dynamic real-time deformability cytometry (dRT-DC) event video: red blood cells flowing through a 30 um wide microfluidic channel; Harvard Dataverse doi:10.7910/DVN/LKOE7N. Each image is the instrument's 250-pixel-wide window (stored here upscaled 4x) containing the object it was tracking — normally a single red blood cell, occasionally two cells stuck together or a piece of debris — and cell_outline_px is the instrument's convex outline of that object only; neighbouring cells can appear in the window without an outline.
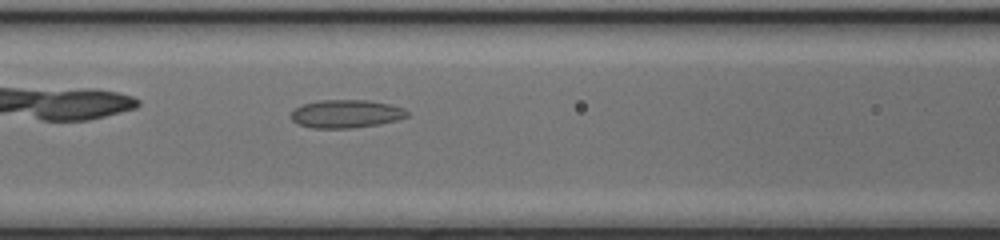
{"species": "common noctule bat (a hibernating species)", "species_latin": "Nyctalus noctula", "temperature_condition": "cold", "stored_images_in_passage": 35, "camera_frame_rate_fps": 3000, "um_per_image_px": 0.085, "animal": {"sex": "female", "body_mass_g": 17.0, "forearm_length_mm": 48.0}, "frame": {"image": 1, "passage_image": 7, "time_ms": 2.0, "image_size_px": [1000, 240], "cell_outline_px": [[408, 116], [396, 120], [380, 124], [352, 128], [312, 128], [300, 124], [292, 120], [292, 112], [296, 108], [304, 104], [320, 100], [368, 100], [388, 104], [404, 108], [408, 112]], "centroid_in_image_um": [29.44, 9.68], "position_along_channel_um": 137.2, "area_um2": 18.84}}
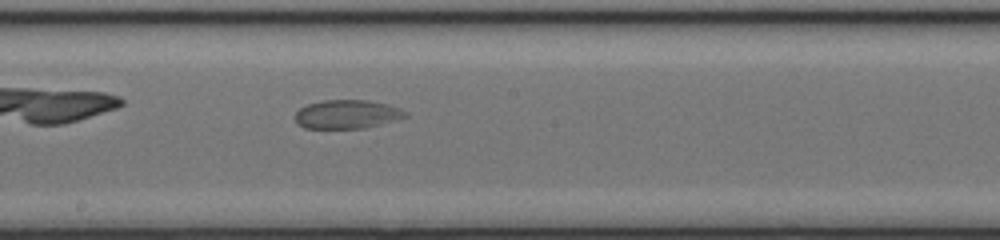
{"frame": {"image": 2, "passage_image": 13, "time_ms": 4.0, "image_size_px": [1000, 240], "cell_outline_px": [[408, 116], [396, 120], [364, 128], [304, 128], [296, 124], [292, 116], [300, 108], [308, 104], [320, 100], [368, 100], [388, 104], [400, 108], [408, 112]], "centroid_in_image_um": [29.47, 9.71], "position_along_channel_um": 218.7, "area_um2": 18.73}}
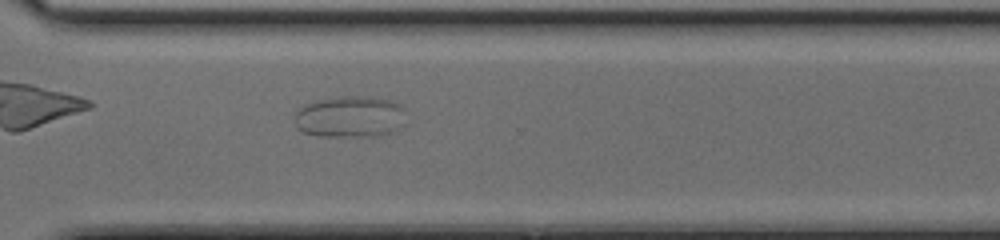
{"frame": {"image": 3, "passage_image": 22, "time_ms": 7.0, "image_size_px": [1000, 240], "cell_outline_px": [[408, 124], [392, 132], [376, 136], [320, 136], [304, 132], [296, 128], [296, 112], [304, 104], [312, 100], [340, 96], [372, 96], [392, 100], [400, 104], [404, 108]], "centroid_in_image_um": [29.82, 9.91], "position_along_channel_um": 340.8, "area_um2": 27.69}}